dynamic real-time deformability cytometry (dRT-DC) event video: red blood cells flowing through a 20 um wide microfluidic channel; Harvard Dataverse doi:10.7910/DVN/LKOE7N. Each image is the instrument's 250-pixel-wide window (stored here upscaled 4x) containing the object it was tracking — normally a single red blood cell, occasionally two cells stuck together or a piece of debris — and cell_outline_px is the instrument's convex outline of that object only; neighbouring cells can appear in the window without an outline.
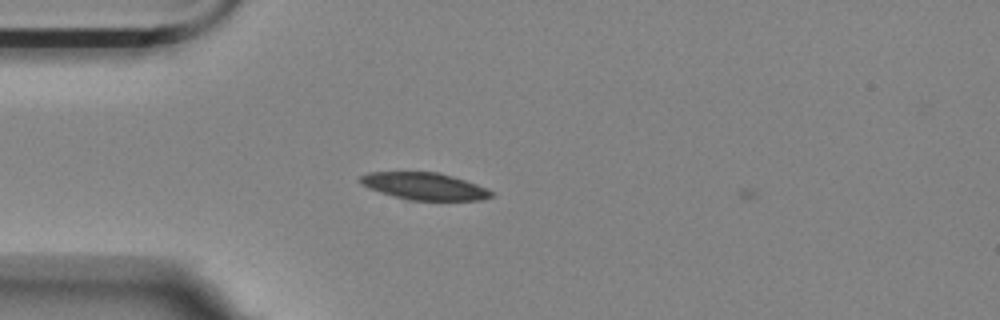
{"species": "Egyptian fruit bat (a non-hibernating species)", "species_latin": "Rousettus aegyptiacus", "temperature_condition": "room temperature", "stored_images_in_passage": 4, "camera_frame_rate_fps": 3000, "um_per_image_px": 0.085, "animal": {"sex": "female"}, "frame": {"image": 1, "passage_image": 3, "time_ms": 0.667, "image_size_px": [1000, 320], "cell_outline_px": [[492, 196], [480, 200], [408, 200], [380, 192], [368, 188], [360, 184], [356, 180], [360, 176], [368, 172], [440, 172], [488, 188], [492, 192]], "centroid_in_image_um": [36.02, 15.82], "position_along_channel_um": 49.0, "area_um2": 20.75}}